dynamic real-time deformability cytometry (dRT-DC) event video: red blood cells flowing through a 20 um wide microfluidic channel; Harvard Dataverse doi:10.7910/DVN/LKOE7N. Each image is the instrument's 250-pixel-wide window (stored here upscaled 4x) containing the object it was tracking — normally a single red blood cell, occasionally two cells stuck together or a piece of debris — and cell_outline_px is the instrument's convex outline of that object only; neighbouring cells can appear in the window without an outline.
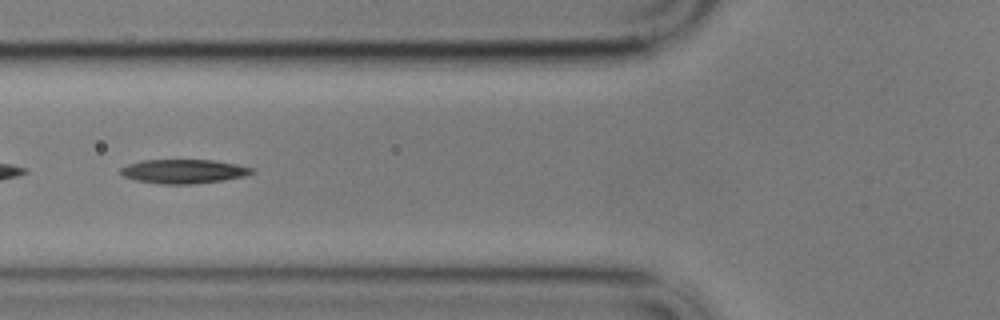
{"species": "common noctule bat (a hibernating species)", "species_latin": "Nyctalus noctula", "temperature_condition": "cold", "stored_images_in_passage": 52, "camera_frame_rate_fps": 3000, "um_per_image_px": 0.085, "animal": {"sex": "male", "body_mass_g": 17.9}, "frame": {"image": 1, "passage_image": 17, "time_ms": 5.333, "image_size_px": [1000, 320], "cell_outline_px": [[256, 172], [244, 176], [224, 180], [192, 184], [160, 184], [136, 180], [124, 176], [120, 172], [120, 168], [128, 164], [140, 160], [212, 160], [236, 164], [256, 168]], "centroid_in_image_um": [15.64, 14.56], "position_along_channel_um": 110.2, "area_um2": 18.5}}
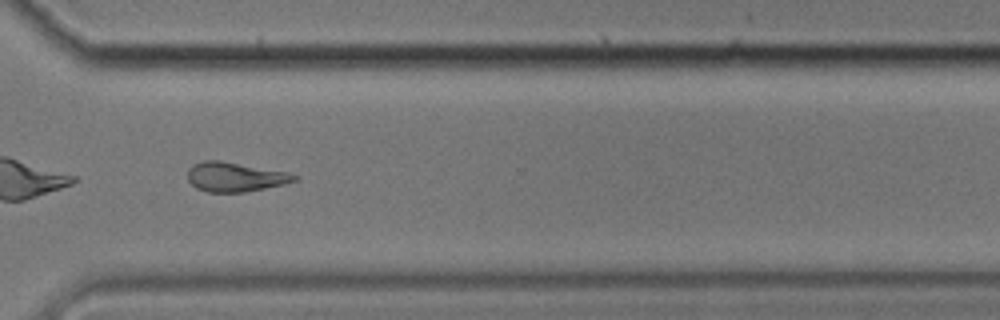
{"frame": {"image": 2, "passage_image": 38, "time_ms": 12.333, "image_size_px": [1000, 320], "cell_outline_px": [[300, 180], [284, 184], [244, 192], [208, 192], [196, 188], [188, 180], [188, 168], [192, 164], [204, 160], [220, 160], [284, 172], [300, 176]], "centroid_in_image_um": [19.96, 15.04], "position_along_channel_um": 350.6, "area_um2": 18.21}}